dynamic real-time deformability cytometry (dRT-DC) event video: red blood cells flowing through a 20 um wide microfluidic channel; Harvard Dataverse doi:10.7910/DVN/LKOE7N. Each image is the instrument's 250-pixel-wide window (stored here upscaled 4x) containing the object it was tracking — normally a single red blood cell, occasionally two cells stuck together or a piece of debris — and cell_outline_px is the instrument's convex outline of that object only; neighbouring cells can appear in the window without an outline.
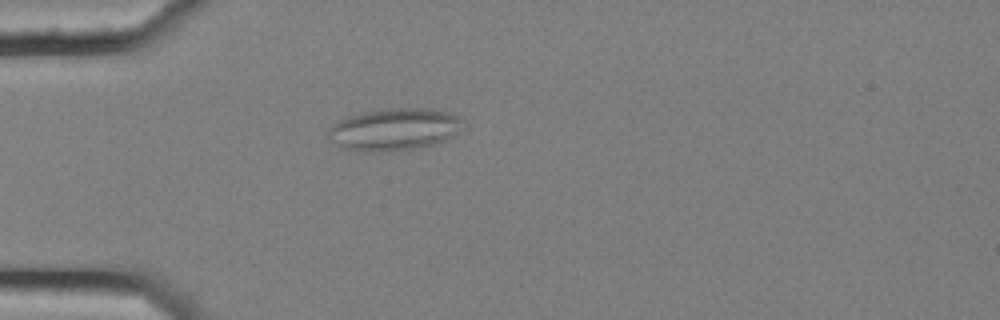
{"species": "common noctule bat (a hibernating species)", "species_latin": "Nyctalus noctula", "temperature_condition": "cold", "stored_images_in_passage": 5, "camera_frame_rate_fps": 3000, "um_per_image_px": 0.085, "animal": {"sex": "female", "body_mass_g": 25.1}, "frame": {"image": 1, "passage_image": 5, "time_ms": 1.333, "image_size_px": [1000, 320], "cell_outline_px": [[460, 120], [452, 136], [444, 140], [432, 144], [412, 148], [372, 152], [344, 148], [336, 144], [328, 136], [328, 128], [332, 124], [348, 116], [364, 112], [388, 108], [432, 108], [448, 112], [460, 116]], "centroid_in_image_um": [33.45, 10.97], "position_along_channel_um": 51.6, "area_um2": 32.31}}